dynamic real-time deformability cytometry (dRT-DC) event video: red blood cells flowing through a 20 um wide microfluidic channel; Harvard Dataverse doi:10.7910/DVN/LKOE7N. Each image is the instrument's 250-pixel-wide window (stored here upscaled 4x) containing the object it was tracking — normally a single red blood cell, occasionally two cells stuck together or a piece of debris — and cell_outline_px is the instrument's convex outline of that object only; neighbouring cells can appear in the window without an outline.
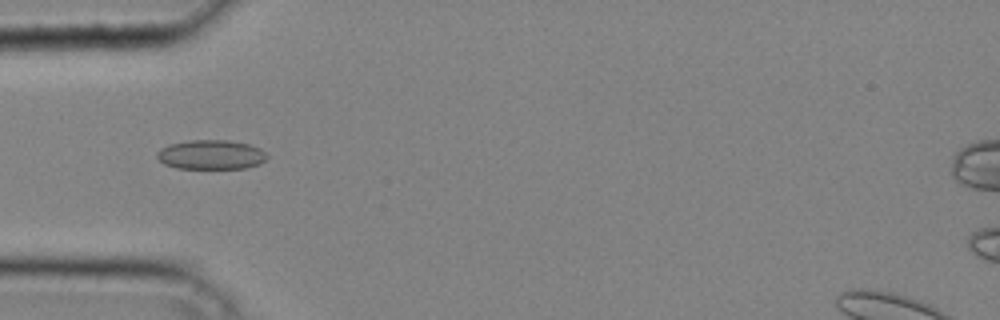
{"species": "common noctule bat (a hibernating species)", "species_latin": "Nyctalus noctula", "temperature_condition": "cold", "stored_images_in_passage": 40, "camera_frame_rate_fps": 3000, "um_per_image_px": 0.085, "animal": {"sex": "male", "body_mass_g": 20.4}, "frame": {"image": 1, "passage_image": 13, "time_ms": 4.0, "image_size_px": [1000, 320], "cell_outline_px": [[268, 156], [260, 164], [244, 168], [176, 168], [164, 164], [156, 156], [156, 152], [160, 148], [168, 144], [188, 140], [228, 140], [248, 144], [260, 148]], "centroid_in_image_um": [17.9, 13.14], "position_along_channel_um": 67.1, "area_um2": 18.9}}
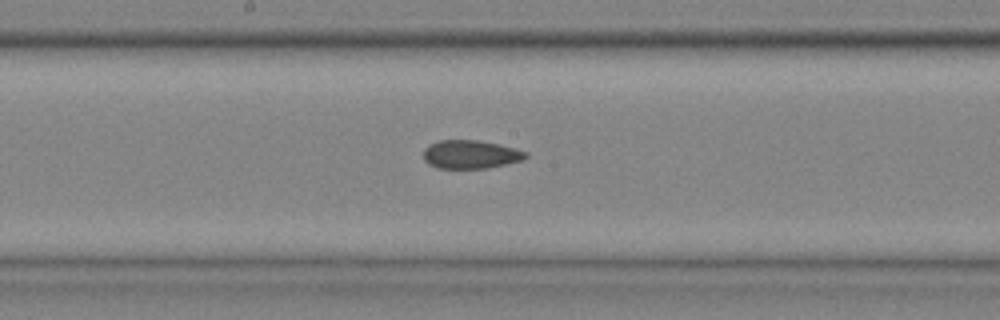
{"frame": {"image": 2, "passage_image": 22, "time_ms": 7.0, "image_size_px": [1000, 320], "cell_outline_px": [[528, 156], [524, 160], [488, 168], [436, 168], [428, 164], [424, 160], [424, 148], [428, 144], [440, 140], [476, 140], [500, 144], [516, 148], [528, 152]], "centroid_in_image_um": [40.01, 13.12], "position_along_channel_um": 208.2, "area_um2": 17.17}}
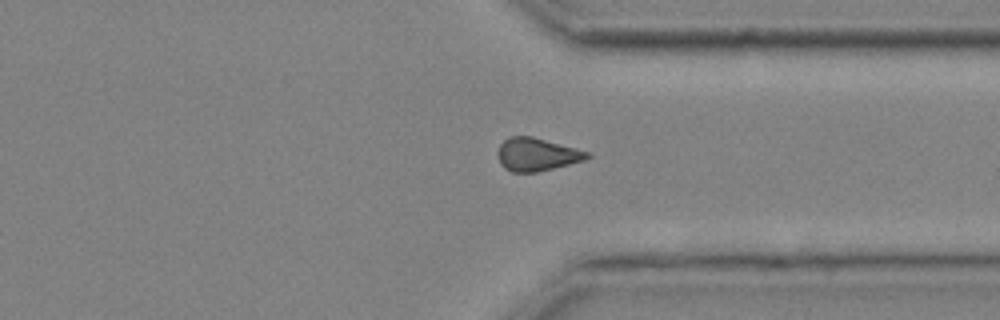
{"frame": {"image": 3, "passage_image": 32, "time_ms": 10.333, "image_size_px": [1000, 320], "cell_outline_px": [[592, 156], [584, 160], [536, 172], [512, 172], [504, 168], [500, 164], [500, 144], [508, 136], [532, 136], [576, 148], [588, 152]], "centroid_in_image_um": [45.63, 13.12], "position_along_channel_um": 365.8, "area_um2": 16.88}}